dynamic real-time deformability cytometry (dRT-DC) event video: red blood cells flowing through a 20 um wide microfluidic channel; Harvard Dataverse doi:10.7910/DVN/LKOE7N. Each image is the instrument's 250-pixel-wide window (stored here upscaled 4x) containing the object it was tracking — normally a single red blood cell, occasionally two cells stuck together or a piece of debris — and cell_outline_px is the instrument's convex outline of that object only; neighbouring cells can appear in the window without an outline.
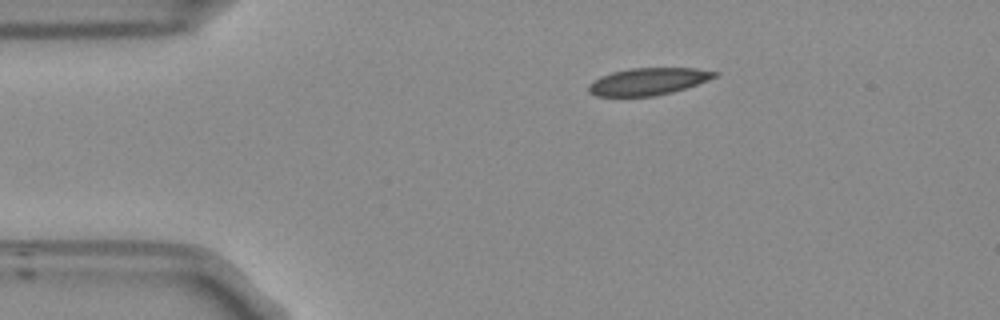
{"species": "Egyptian fruit bat (a non-hibernating species)", "species_latin": "Rousettus aegyptiacus", "temperature_condition": "room temperature", "stored_images_in_passage": 37, "camera_frame_rate_fps": 3000, "um_per_image_px": 0.085, "frame": {"image": 1, "passage_image": 1, "time_ms": 0.0, "image_size_px": [1000, 320], "cell_outline_px": [[720, 72], [716, 76], [708, 80], [672, 92], [652, 96], [596, 96], [588, 92], [588, 84], [592, 80], [600, 76], [612, 72], [632, 68], [696, 68]], "centroid_in_image_um": [55.05, 6.92], "position_along_channel_um": 29.9, "area_um2": 19.88}}
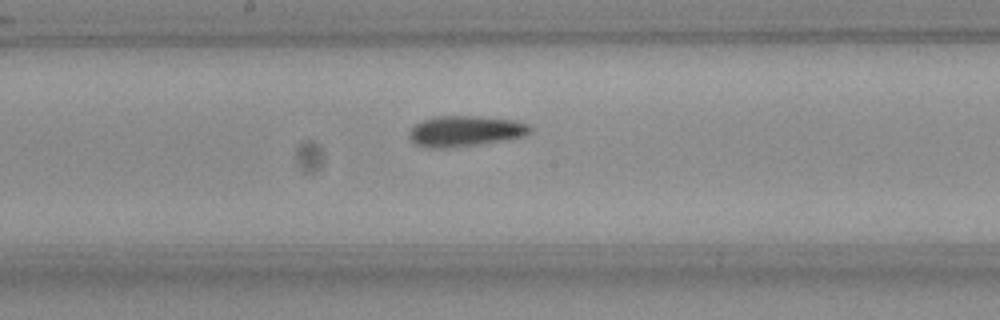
{"frame": {"image": 2, "passage_image": 19, "time_ms": 6.0, "image_size_px": [1000, 320], "cell_outline_px": [[532, 132], [524, 136], [476, 144], [444, 148], [428, 148], [416, 144], [408, 136], [408, 132], [416, 124], [424, 120], [436, 116], [480, 116], [516, 120], [528, 124], [532, 128]], "centroid_in_image_um": [39.55, 11.13], "position_along_channel_um": 208.6, "area_um2": 21.44}}
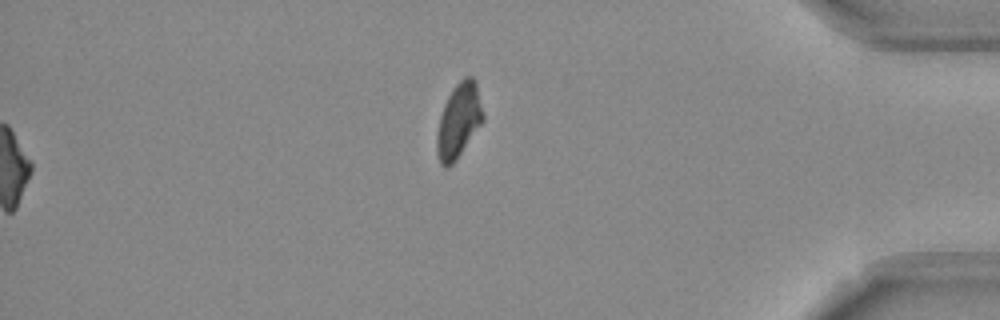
{"frame": {"image": 3, "passage_image": 37, "time_ms": 12.0, "image_size_px": [1000, 320], "cell_outline_px": [[484, 120], [452, 164], [448, 168], [444, 168], [440, 164], [436, 152], [436, 132], [440, 116], [444, 104], [452, 88], [464, 76], [472, 76], [476, 80], [484, 112]], "centroid_in_image_um": [38.99, 10.23], "position_along_channel_um": 396.2, "area_um2": 20.23}, "authors_computed_cell_mechanics": {"area_um2": 20.808, "velocity_mm_per_s": 3.7297, "shape_relaxation_time_tau1_ms": null, "shape_relaxation_time_tau2_ms": 5.8816, "deformation_change_tau1": null, "deformation_change_tau2": 0.1139}}